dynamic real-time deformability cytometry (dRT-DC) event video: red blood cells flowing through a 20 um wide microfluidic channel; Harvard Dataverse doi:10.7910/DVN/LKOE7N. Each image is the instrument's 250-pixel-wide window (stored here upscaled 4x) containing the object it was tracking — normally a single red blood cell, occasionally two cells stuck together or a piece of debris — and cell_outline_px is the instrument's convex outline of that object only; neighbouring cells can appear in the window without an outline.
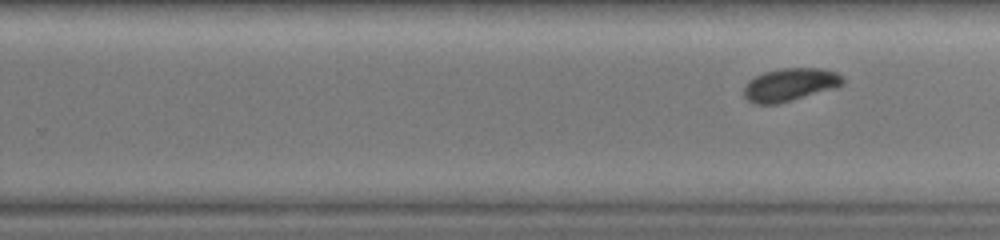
{"species": "common noctule bat (a hibernating species)", "species_latin": "Nyctalus noctula", "temperature_condition": "warm", "stored_images_in_passage": 17, "camera_frame_rate_fps": 3000, "um_per_image_px": 0.085, "animal": {"sex": "female", "body_mass_g": 19.0, "forearm_length_mm": 51.5}, "frame": {"image": 1, "passage_image": 17, "time_ms": 5.333, "image_size_px": [1000, 240], "cell_outline_px": [[844, 84], [836, 88], [792, 100], [776, 104], [756, 104], [748, 100], [744, 96], [744, 84], [748, 80], [764, 72], [780, 68], [824, 68], [836, 72], [844, 76]], "centroid_in_image_um": [67.17, 7.19], "position_along_channel_um": 262.6, "area_um2": 19.19}}